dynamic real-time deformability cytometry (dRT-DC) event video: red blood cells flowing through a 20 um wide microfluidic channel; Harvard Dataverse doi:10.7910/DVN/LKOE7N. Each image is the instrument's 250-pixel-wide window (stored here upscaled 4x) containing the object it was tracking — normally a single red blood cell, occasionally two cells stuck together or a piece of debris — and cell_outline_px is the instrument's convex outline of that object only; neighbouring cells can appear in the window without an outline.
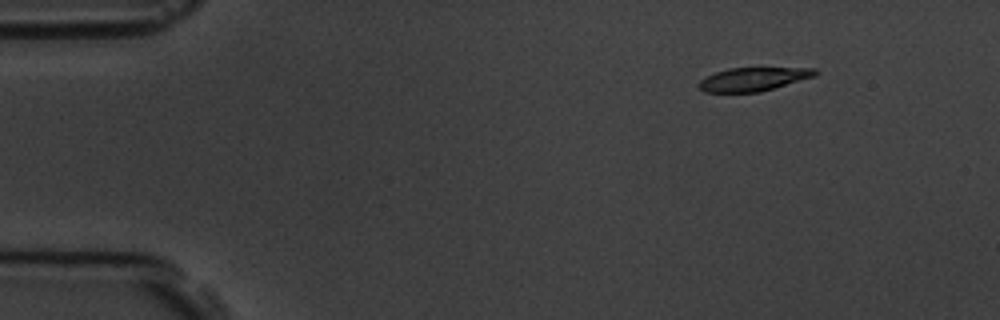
{"species": "common noctule bat (a hibernating species)", "species_latin": "Nyctalus noctula", "temperature_condition": "room temperature", "stored_images_in_passage": 6, "camera_frame_rate_fps": 3000, "um_per_image_px": 0.085, "animal": {"sex": "male", "body_mass_g": 19.5, "forearm_length_mm": 54.6}, "frame": {"image": 1, "passage_image": 1, "time_ms": 0.0, "image_size_px": [1000, 320], "cell_outline_px": [[820, 72], [816, 76], [760, 92], [704, 92], [696, 84], [700, 80], [716, 72], [728, 68], [816, 68]], "centroid_in_image_um": [64.06, 6.73], "position_along_channel_um": 20.9, "area_um2": 15.95}}
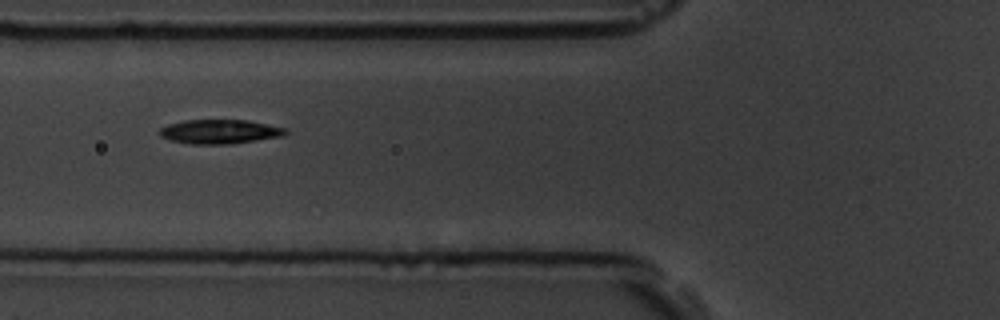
{"frame": {"image": 2, "passage_image": 5, "time_ms": 4.667, "image_size_px": [1000, 320], "cell_outline_px": [[288, 132], [284, 136], [228, 144], [188, 144], [172, 140], [160, 136], [156, 132], [160, 128], [168, 124], [184, 120], [248, 120], [288, 128]], "centroid_in_image_um": [18.67, 11.18], "position_along_channel_um": 107.1, "area_um2": 17.92}}
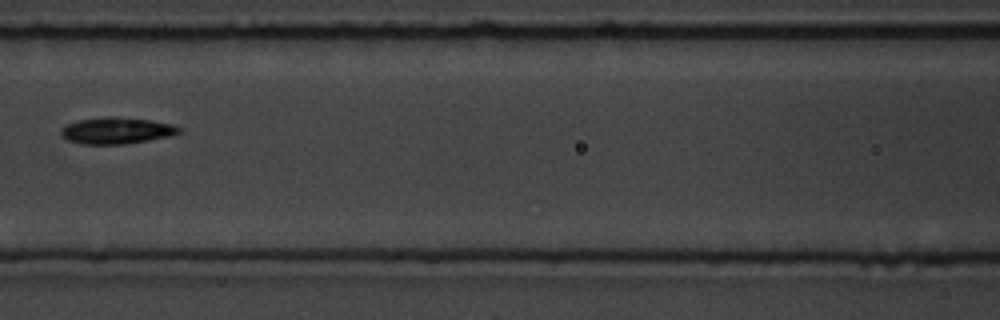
{"frame": {"image": 3, "passage_image": 6, "time_ms": 6.0, "image_size_px": [1000, 320], "cell_outline_px": [[180, 132], [172, 136], [124, 144], [84, 144], [68, 140], [60, 132], [60, 128], [64, 124], [80, 120], [108, 116], [116, 116], [152, 120], [172, 124], [180, 128]], "centroid_in_image_um": [9.91, 11.09], "position_along_channel_um": 156.7, "area_um2": 18.26}}